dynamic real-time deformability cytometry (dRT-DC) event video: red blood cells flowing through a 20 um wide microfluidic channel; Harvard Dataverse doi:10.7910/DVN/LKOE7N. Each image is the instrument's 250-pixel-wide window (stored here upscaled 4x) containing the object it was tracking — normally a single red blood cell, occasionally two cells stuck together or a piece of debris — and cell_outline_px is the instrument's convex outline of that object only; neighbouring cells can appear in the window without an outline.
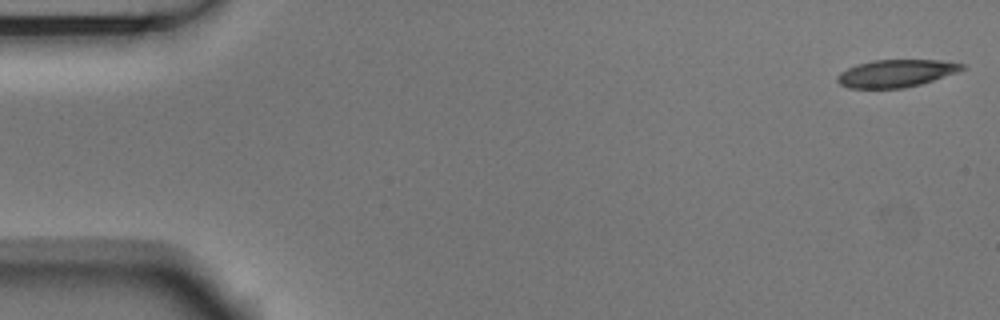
{"species": "Egyptian fruit bat (a non-hibernating species)", "species_latin": "Rousettus aegyptiacus", "temperature_condition": "room temperature", "stored_images_in_passage": 53, "camera_frame_rate_fps": 3000, "um_per_image_px": 0.085, "animal": {"sex": "male"}, "frame": {"image": 1, "passage_image": 1, "time_ms": 0.0, "image_size_px": [1000, 320], "cell_outline_px": [[968, 68], [920, 84], [904, 88], [848, 88], [840, 84], [836, 80], [836, 76], [840, 72], [856, 64], [872, 60], [940, 60], [964, 64]], "centroid_in_image_um": [76.14, 6.23], "position_along_channel_um": 8.9, "area_um2": 19.94}}
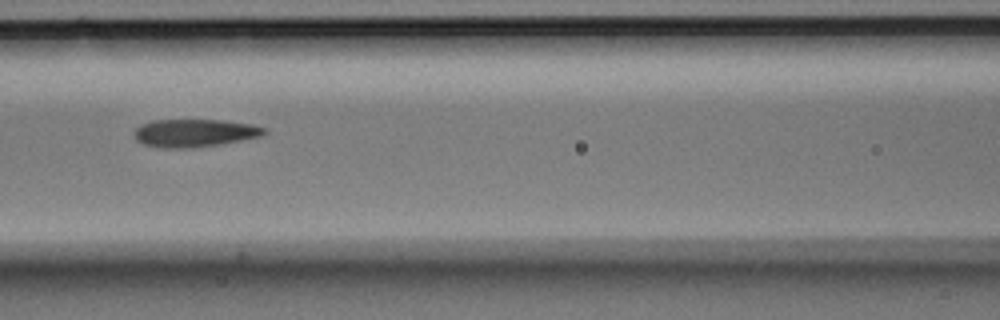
{"frame": {"image": 2, "passage_image": 23, "time_ms": 7.333, "image_size_px": [1000, 320], "cell_outline_px": [[268, 132], [264, 136], [220, 144], [192, 148], [160, 148], [144, 144], [136, 140], [136, 128], [140, 124], [152, 120], [224, 120], [252, 124], [268, 128]], "centroid_in_image_um": [16.6, 11.3], "position_along_channel_um": 150.0, "area_um2": 21.33}}
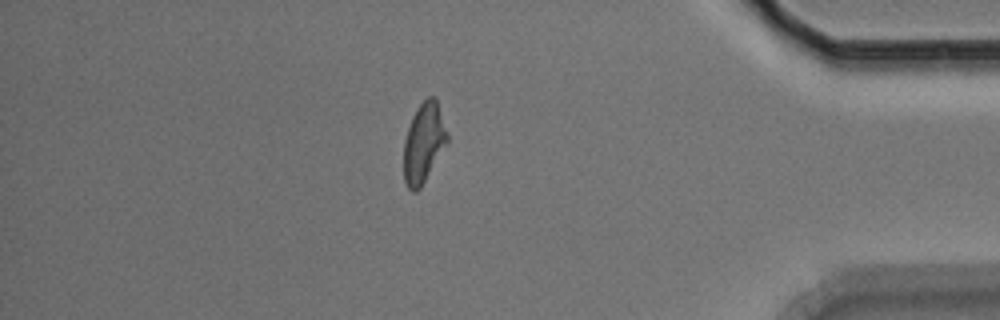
{"frame": {"image": 3, "passage_image": 46, "time_ms": 15.0, "image_size_px": [1000, 320], "cell_outline_px": [[448, 144], [420, 188], [416, 192], [412, 192], [408, 188], [404, 180], [404, 140], [412, 116], [416, 108], [428, 96], [436, 96], [448, 132]], "centroid_in_image_um": [36.04, 12.12], "position_along_channel_um": 399.2, "area_um2": 20.52}, "authors_computed_cell_mechanics": {"area_um2": 21.1548, "velocity_mm_per_s": 3.7178, "shape_relaxation_time_tau1_ms": 8.0753, "shape_relaxation_time_tau2_ms": 3.2361, "deformation_change_tau1": 0.2105, "deformation_change_tau2": 0.1299}}